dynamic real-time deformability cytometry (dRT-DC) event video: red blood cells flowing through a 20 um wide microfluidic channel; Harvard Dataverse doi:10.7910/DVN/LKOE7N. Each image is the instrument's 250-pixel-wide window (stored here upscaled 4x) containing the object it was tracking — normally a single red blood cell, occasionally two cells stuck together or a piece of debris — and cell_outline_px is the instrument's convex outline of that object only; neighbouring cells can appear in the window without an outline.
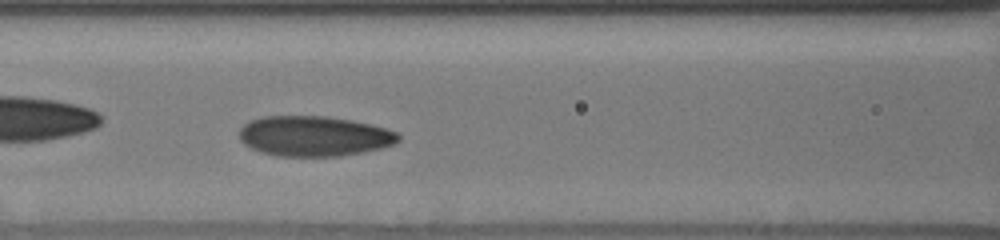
{"species": "human", "species_latin": "Homo sapiens", "temperature_condition": "cold", "stored_images_in_passage": 20, "camera_frame_rate_fps": 3000, "um_per_image_px": 0.085, "donor": {"sex": "male"}, "frame": {"image": 1, "passage_image": 17, "time_ms": 9.333, "image_size_px": [1000, 240], "cell_outline_px": [[400, 140], [396, 144], [364, 152], [340, 156], [276, 156], [260, 152], [244, 144], [240, 140], [240, 128], [244, 124], [252, 120], [264, 116], [328, 116], [352, 120], [384, 128], [396, 132], [400, 136]], "centroid_in_image_um": [26.7, 11.57], "position_along_channel_um": 139.9, "area_um2": 37.34}}